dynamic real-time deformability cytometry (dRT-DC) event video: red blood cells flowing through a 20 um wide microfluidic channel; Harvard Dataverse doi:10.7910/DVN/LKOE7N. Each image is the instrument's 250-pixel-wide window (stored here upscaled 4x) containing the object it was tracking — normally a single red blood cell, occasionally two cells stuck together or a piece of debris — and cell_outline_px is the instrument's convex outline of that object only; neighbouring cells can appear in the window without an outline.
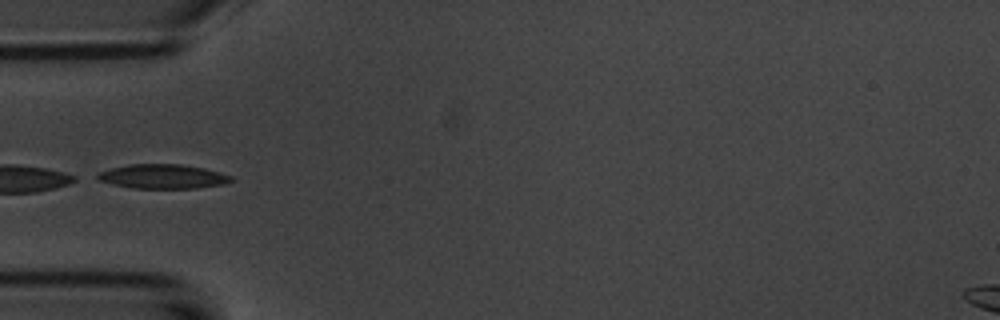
{"species": "common noctule bat (a hibernating species)", "species_latin": "Nyctalus noctula", "temperature_condition": "room temperature", "stored_images_in_passage": 4, "camera_frame_rate_fps": 3000, "um_per_image_px": 0.085, "animal": {"sex": "male", "body_mass_g": 20.1, "forearm_length_mm": 53.5}, "frame": {"image": 1, "passage_image": 4, "time_ms": 3.333, "image_size_px": [1000, 320], "cell_outline_px": [[232, 180], [224, 184], [196, 188], [132, 188], [112, 184], [100, 180], [92, 176], [96, 172], [128, 164], [180, 164], [204, 168], [232, 176]], "centroid_in_image_um": [13.77, 14.99], "position_along_channel_um": 71.2, "area_um2": 18.96}}